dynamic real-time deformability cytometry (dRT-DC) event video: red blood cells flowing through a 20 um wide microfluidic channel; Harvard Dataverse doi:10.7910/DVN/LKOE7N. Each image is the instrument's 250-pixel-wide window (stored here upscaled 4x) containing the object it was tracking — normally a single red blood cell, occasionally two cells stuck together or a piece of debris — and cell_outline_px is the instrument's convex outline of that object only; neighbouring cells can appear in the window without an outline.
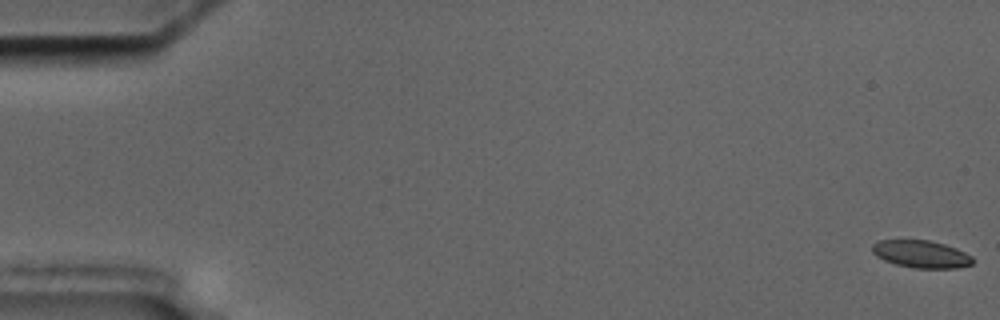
{"species": "common noctule bat (a hibernating species)", "species_latin": "Nyctalus noctula", "temperature_condition": "cold", "stored_images_in_passage": 58, "camera_frame_rate_fps": 3000, "um_per_image_px": 0.085, "animal": {"sex": "male", "body_mass_g": 17.5, "forearm_length_mm": 52.3}, "frame": {"image": 1, "passage_image": 1, "time_ms": 0.0, "image_size_px": [1000, 320], "cell_outline_px": [[972, 264], [956, 268], [912, 268], [896, 264], [884, 260], [876, 256], [872, 252], [872, 244], [880, 240], [928, 240], [944, 244], [956, 248], [972, 256]], "centroid_in_image_um": [78.28, 21.6], "position_along_channel_um": 6.7, "area_um2": 16.01}}
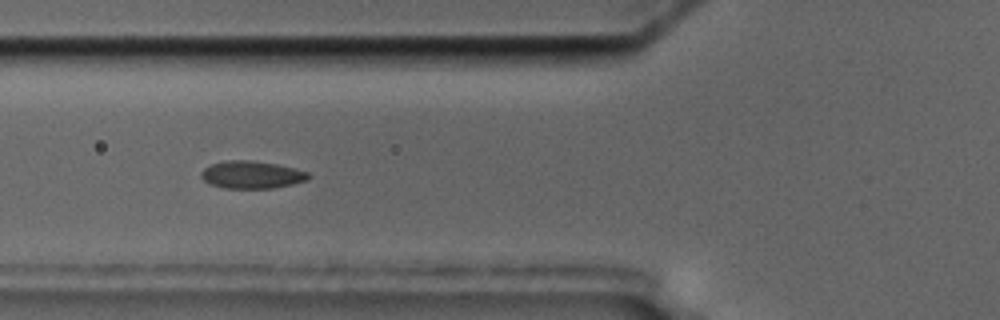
{"frame": {"image": 2, "passage_image": 22, "time_ms": 7.0, "image_size_px": [1000, 320], "cell_outline_px": [[312, 176], [308, 180], [292, 184], [272, 188], [224, 188], [212, 184], [204, 180], [200, 176], [200, 172], [204, 168], [212, 164], [224, 160], [252, 160], [276, 164], [296, 168], [308, 172]], "centroid_in_image_um": [21.42, 14.84], "position_along_channel_um": 104.4, "area_um2": 17.28}}
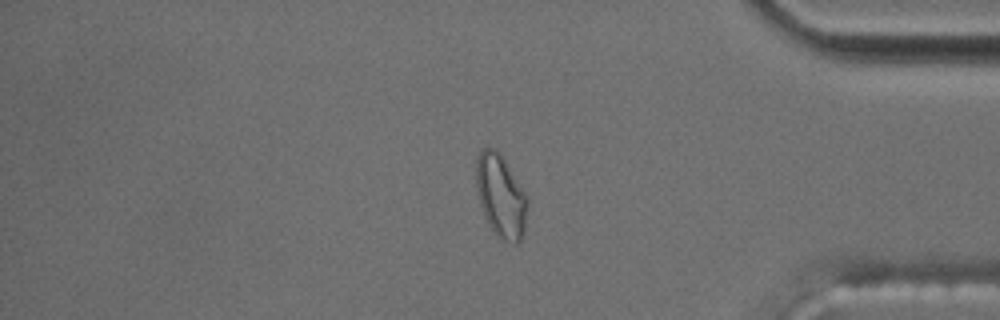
{"frame": {"image": 3, "passage_image": 48, "time_ms": 15.667, "image_size_px": [1000, 320], "cell_outline_px": [[528, 204], [524, 232], [520, 240], [516, 244], [504, 240], [496, 236], [488, 224], [484, 216], [480, 204], [476, 188], [476, 160], [480, 152], [484, 148], [496, 148], [500, 152], [528, 196]], "centroid_in_image_um": [42.57, 16.66], "position_along_channel_um": 392.6, "area_um2": 25.03}, "authors_computed_cell_mechanics": {"area_um2": 17.1088, "velocity_mm_per_s": 3.5962, "shape_relaxation_time_tau1_ms": null, "shape_relaxation_time_tau2_ms": 1.6064, "deformation_change_tau1": null, "deformation_change_tau2": 0.0582}}